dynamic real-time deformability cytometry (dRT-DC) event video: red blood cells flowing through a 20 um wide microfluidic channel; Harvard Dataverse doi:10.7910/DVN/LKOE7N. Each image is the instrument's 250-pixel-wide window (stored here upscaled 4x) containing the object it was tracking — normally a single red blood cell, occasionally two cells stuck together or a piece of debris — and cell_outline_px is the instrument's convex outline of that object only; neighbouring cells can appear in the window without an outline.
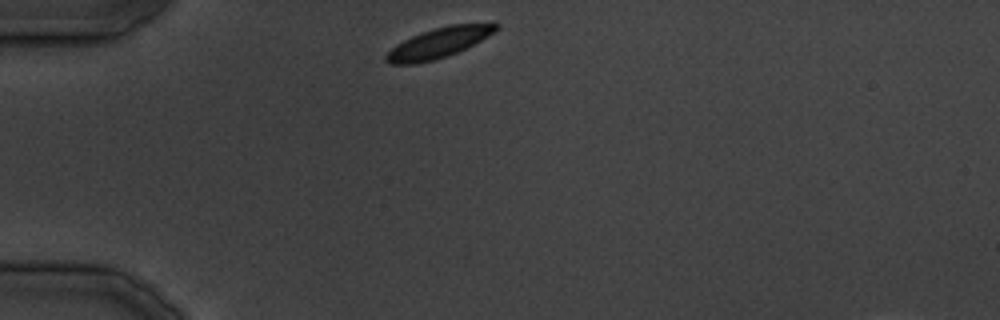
{"species": "common noctule bat (a hibernating species)", "species_latin": "Nyctalus noctula", "temperature_condition": "cold", "stored_images_in_passage": 28, "camera_frame_rate_fps": 3000, "um_per_image_px": 0.085, "animal": {"sex": "male", "body_mass_g": 19.5, "forearm_length_mm": 54.6}, "frame": {"image": 1, "passage_image": 1, "time_ms": 0.0, "image_size_px": [1000, 320], "cell_outline_px": [[500, 28], [488, 36], [456, 52], [432, 60], [416, 64], [388, 64], [384, 60], [384, 56], [396, 44], [412, 36], [436, 28], [452, 24], [500, 24]], "centroid_in_image_um": [37.23, 3.66], "position_along_channel_um": 47.8, "area_um2": 18.73}}
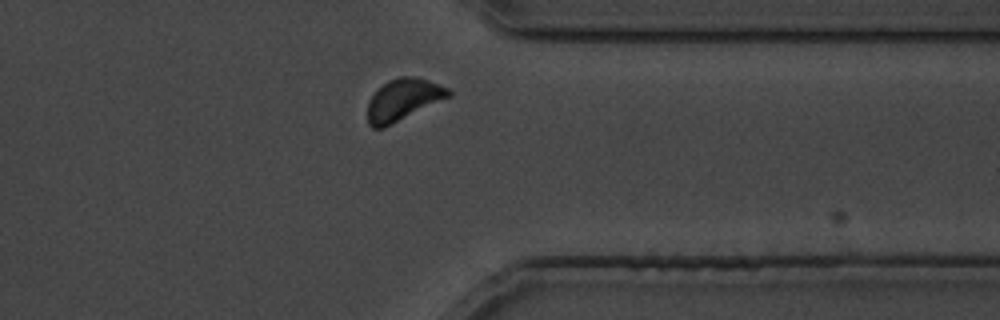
{"frame": {"image": 2, "passage_image": 21, "time_ms": 24.667, "image_size_px": [1000, 320], "cell_outline_px": [[452, 96], [384, 128], [372, 128], [368, 124], [368, 100], [388, 80], [400, 76], [412, 76], [428, 80], [448, 88], [452, 92]], "centroid_in_image_um": [34.29, 8.48], "position_along_channel_um": 377.1, "area_um2": 19.65}}
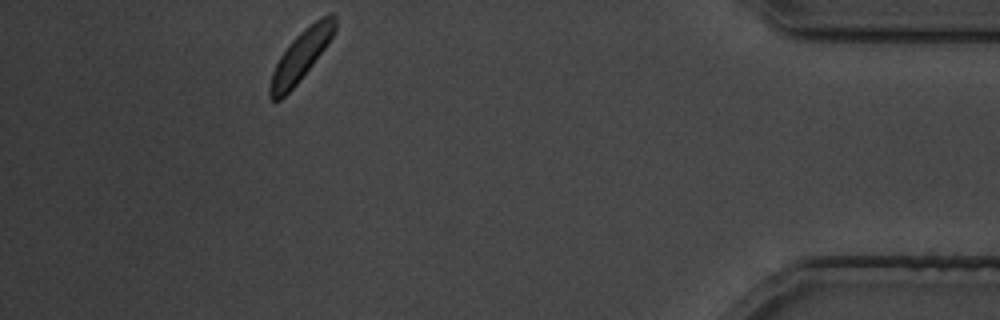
{"frame": {"image": 3, "passage_image": 25, "time_ms": 30.0, "image_size_px": [1000, 320], "cell_outline_px": [[336, 28], [332, 36], [324, 48], [300, 80], [280, 100], [272, 100], [268, 96], [268, 84], [272, 72], [280, 56], [288, 44], [304, 28], [328, 12], [332, 12], [336, 16]], "centroid_in_image_um": [25.55, 4.72], "position_along_channel_um": 409.6, "area_um2": 18.84}}